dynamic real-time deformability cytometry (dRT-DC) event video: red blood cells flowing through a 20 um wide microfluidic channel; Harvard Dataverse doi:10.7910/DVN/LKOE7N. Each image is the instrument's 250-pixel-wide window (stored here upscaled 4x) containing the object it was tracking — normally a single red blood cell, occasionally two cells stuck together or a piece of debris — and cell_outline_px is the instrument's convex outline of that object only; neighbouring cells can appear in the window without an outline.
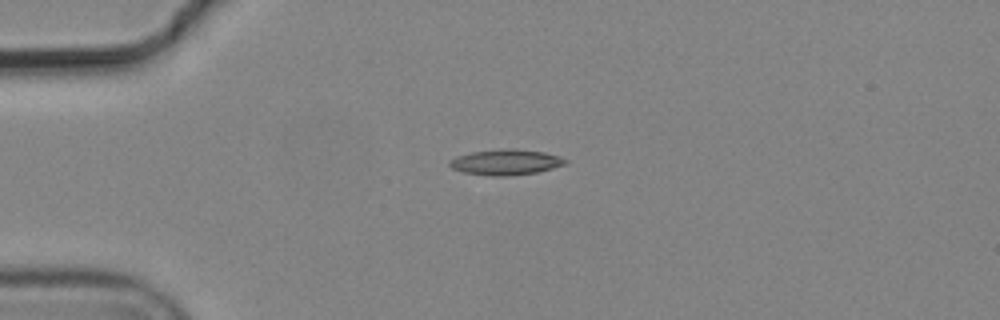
{"species": "common noctule bat (a hibernating species)", "species_latin": "Nyctalus noctula", "temperature_condition": "cold", "stored_images_in_passage": 2, "camera_frame_rate_fps": 3000, "um_per_image_px": 0.085, "animal": {"sex": "male", "body_mass_g": 19.2, "forearm_length_mm": 51.8}, "frame": {"image": 1, "passage_image": 1, "time_ms": 0.0, "image_size_px": [1000, 320], "cell_outline_px": [[568, 160], [564, 164], [552, 168], [536, 172], [508, 176], [492, 176], [464, 172], [452, 168], [448, 164], [456, 156], [472, 152], [508, 148], [512, 148], [544, 152], [560, 156]], "centroid_in_image_um": [43.0, 13.78], "position_along_channel_um": 42.0, "area_um2": 17.05}}